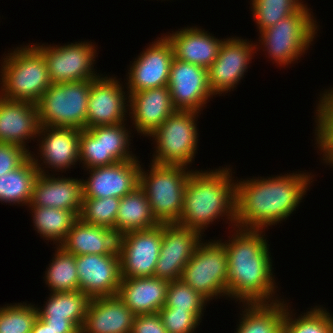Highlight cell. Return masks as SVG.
Wrapping results in <instances>:
<instances>
[{
  "label": "cell",
  "mask_w": 333,
  "mask_h": 333,
  "mask_svg": "<svg viewBox=\"0 0 333 333\" xmlns=\"http://www.w3.org/2000/svg\"><path fill=\"white\" fill-rule=\"evenodd\" d=\"M233 228L236 232L227 242H222L227 251V297L243 303L279 301L277 297L273 298L278 287L264 231Z\"/></svg>",
  "instance_id": "cell-2"
},
{
  "label": "cell",
  "mask_w": 333,
  "mask_h": 333,
  "mask_svg": "<svg viewBox=\"0 0 333 333\" xmlns=\"http://www.w3.org/2000/svg\"><path fill=\"white\" fill-rule=\"evenodd\" d=\"M282 300L273 303H242L245 310L240 313L241 320L235 333H283L285 302Z\"/></svg>",
  "instance_id": "cell-29"
},
{
  "label": "cell",
  "mask_w": 333,
  "mask_h": 333,
  "mask_svg": "<svg viewBox=\"0 0 333 333\" xmlns=\"http://www.w3.org/2000/svg\"><path fill=\"white\" fill-rule=\"evenodd\" d=\"M45 271V283L51 293L72 292L79 290V277L76 268V257L65 251L60 245Z\"/></svg>",
  "instance_id": "cell-32"
},
{
  "label": "cell",
  "mask_w": 333,
  "mask_h": 333,
  "mask_svg": "<svg viewBox=\"0 0 333 333\" xmlns=\"http://www.w3.org/2000/svg\"><path fill=\"white\" fill-rule=\"evenodd\" d=\"M32 45L42 54L53 84L94 80L100 76L94 71L97 49L92 42L81 41L63 46Z\"/></svg>",
  "instance_id": "cell-10"
},
{
  "label": "cell",
  "mask_w": 333,
  "mask_h": 333,
  "mask_svg": "<svg viewBox=\"0 0 333 333\" xmlns=\"http://www.w3.org/2000/svg\"><path fill=\"white\" fill-rule=\"evenodd\" d=\"M39 174L29 156L18 168L0 176V202L30 204L34 182Z\"/></svg>",
  "instance_id": "cell-30"
},
{
  "label": "cell",
  "mask_w": 333,
  "mask_h": 333,
  "mask_svg": "<svg viewBox=\"0 0 333 333\" xmlns=\"http://www.w3.org/2000/svg\"><path fill=\"white\" fill-rule=\"evenodd\" d=\"M167 87L176 110L200 113L213 96L208 85V69L176 58L170 65Z\"/></svg>",
  "instance_id": "cell-16"
},
{
  "label": "cell",
  "mask_w": 333,
  "mask_h": 333,
  "mask_svg": "<svg viewBox=\"0 0 333 333\" xmlns=\"http://www.w3.org/2000/svg\"><path fill=\"white\" fill-rule=\"evenodd\" d=\"M308 172L236 182L235 227L263 230L287 219L306 194ZM311 182V183H310Z\"/></svg>",
  "instance_id": "cell-1"
},
{
  "label": "cell",
  "mask_w": 333,
  "mask_h": 333,
  "mask_svg": "<svg viewBox=\"0 0 333 333\" xmlns=\"http://www.w3.org/2000/svg\"><path fill=\"white\" fill-rule=\"evenodd\" d=\"M150 166L149 172L140 168L139 187L147 197L153 216L160 224L178 223L181 218L186 183L193 170L184 166L161 165L153 162Z\"/></svg>",
  "instance_id": "cell-5"
},
{
  "label": "cell",
  "mask_w": 333,
  "mask_h": 333,
  "mask_svg": "<svg viewBox=\"0 0 333 333\" xmlns=\"http://www.w3.org/2000/svg\"><path fill=\"white\" fill-rule=\"evenodd\" d=\"M315 122V141L318 144L319 151L323 153V161L333 167V127L318 113L316 112Z\"/></svg>",
  "instance_id": "cell-41"
},
{
  "label": "cell",
  "mask_w": 333,
  "mask_h": 333,
  "mask_svg": "<svg viewBox=\"0 0 333 333\" xmlns=\"http://www.w3.org/2000/svg\"><path fill=\"white\" fill-rule=\"evenodd\" d=\"M324 92L319 95L321 98L316 111L333 127V87L325 89Z\"/></svg>",
  "instance_id": "cell-44"
},
{
  "label": "cell",
  "mask_w": 333,
  "mask_h": 333,
  "mask_svg": "<svg viewBox=\"0 0 333 333\" xmlns=\"http://www.w3.org/2000/svg\"><path fill=\"white\" fill-rule=\"evenodd\" d=\"M163 224L118 236L122 278L153 277L160 254Z\"/></svg>",
  "instance_id": "cell-11"
},
{
  "label": "cell",
  "mask_w": 333,
  "mask_h": 333,
  "mask_svg": "<svg viewBox=\"0 0 333 333\" xmlns=\"http://www.w3.org/2000/svg\"><path fill=\"white\" fill-rule=\"evenodd\" d=\"M288 305L285 303L283 333H333V316L324 307H313L295 318Z\"/></svg>",
  "instance_id": "cell-33"
},
{
  "label": "cell",
  "mask_w": 333,
  "mask_h": 333,
  "mask_svg": "<svg viewBox=\"0 0 333 333\" xmlns=\"http://www.w3.org/2000/svg\"><path fill=\"white\" fill-rule=\"evenodd\" d=\"M31 333H55L50 326L44 322L39 316L35 321Z\"/></svg>",
  "instance_id": "cell-45"
},
{
  "label": "cell",
  "mask_w": 333,
  "mask_h": 333,
  "mask_svg": "<svg viewBox=\"0 0 333 333\" xmlns=\"http://www.w3.org/2000/svg\"><path fill=\"white\" fill-rule=\"evenodd\" d=\"M40 126L36 104L0 96V143L17 144L29 152L28 140L37 138Z\"/></svg>",
  "instance_id": "cell-22"
},
{
  "label": "cell",
  "mask_w": 333,
  "mask_h": 333,
  "mask_svg": "<svg viewBox=\"0 0 333 333\" xmlns=\"http://www.w3.org/2000/svg\"><path fill=\"white\" fill-rule=\"evenodd\" d=\"M157 40V41H156ZM145 48L128 69L127 94L168 85L170 65L174 58L172 44L163 35Z\"/></svg>",
  "instance_id": "cell-13"
},
{
  "label": "cell",
  "mask_w": 333,
  "mask_h": 333,
  "mask_svg": "<svg viewBox=\"0 0 333 333\" xmlns=\"http://www.w3.org/2000/svg\"><path fill=\"white\" fill-rule=\"evenodd\" d=\"M90 80L51 84L37 105L41 126L86 129Z\"/></svg>",
  "instance_id": "cell-8"
},
{
  "label": "cell",
  "mask_w": 333,
  "mask_h": 333,
  "mask_svg": "<svg viewBox=\"0 0 333 333\" xmlns=\"http://www.w3.org/2000/svg\"><path fill=\"white\" fill-rule=\"evenodd\" d=\"M6 305L0 307V333H31L38 318V305L26 302Z\"/></svg>",
  "instance_id": "cell-36"
},
{
  "label": "cell",
  "mask_w": 333,
  "mask_h": 333,
  "mask_svg": "<svg viewBox=\"0 0 333 333\" xmlns=\"http://www.w3.org/2000/svg\"><path fill=\"white\" fill-rule=\"evenodd\" d=\"M103 74L90 80V92L87 104L86 129L115 125L125 122L129 95L123 91L124 86L116 77L109 78ZM105 76V77H104ZM123 86V88H122ZM126 94V95H125ZM127 107V108H126Z\"/></svg>",
  "instance_id": "cell-15"
},
{
  "label": "cell",
  "mask_w": 333,
  "mask_h": 333,
  "mask_svg": "<svg viewBox=\"0 0 333 333\" xmlns=\"http://www.w3.org/2000/svg\"><path fill=\"white\" fill-rule=\"evenodd\" d=\"M181 279L208 301L227 296V251L222 240L200 241Z\"/></svg>",
  "instance_id": "cell-9"
},
{
  "label": "cell",
  "mask_w": 333,
  "mask_h": 333,
  "mask_svg": "<svg viewBox=\"0 0 333 333\" xmlns=\"http://www.w3.org/2000/svg\"><path fill=\"white\" fill-rule=\"evenodd\" d=\"M257 45L239 37L226 38L218 56L208 68V85L213 95L228 93L234 89L247 72Z\"/></svg>",
  "instance_id": "cell-12"
},
{
  "label": "cell",
  "mask_w": 333,
  "mask_h": 333,
  "mask_svg": "<svg viewBox=\"0 0 333 333\" xmlns=\"http://www.w3.org/2000/svg\"><path fill=\"white\" fill-rule=\"evenodd\" d=\"M309 10L305 4L298 12L259 33V44L271 61L279 66L291 65L309 49L318 30L316 19Z\"/></svg>",
  "instance_id": "cell-6"
},
{
  "label": "cell",
  "mask_w": 333,
  "mask_h": 333,
  "mask_svg": "<svg viewBox=\"0 0 333 333\" xmlns=\"http://www.w3.org/2000/svg\"><path fill=\"white\" fill-rule=\"evenodd\" d=\"M80 132V129L72 127L40 126L38 133V138L41 136L38 149L40 153H37L40 154V161L38 158L35 159L30 151V157L39 173L45 175L49 173L42 164L55 169V172L76 165V162H79ZM41 161L43 162L40 164Z\"/></svg>",
  "instance_id": "cell-18"
},
{
  "label": "cell",
  "mask_w": 333,
  "mask_h": 333,
  "mask_svg": "<svg viewBox=\"0 0 333 333\" xmlns=\"http://www.w3.org/2000/svg\"><path fill=\"white\" fill-rule=\"evenodd\" d=\"M31 208L33 224L41 237L59 246L66 238L73 223L79 218L74 212L53 207ZM58 243V244H57Z\"/></svg>",
  "instance_id": "cell-31"
},
{
  "label": "cell",
  "mask_w": 333,
  "mask_h": 333,
  "mask_svg": "<svg viewBox=\"0 0 333 333\" xmlns=\"http://www.w3.org/2000/svg\"><path fill=\"white\" fill-rule=\"evenodd\" d=\"M251 13L259 32L272 27L281 19L298 12L305 4L302 0H251Z\"/></svg>",
  "instance_id": "cell-34"
},
{
  "label": "cell",
  "mask_w": 333,
  "mask_h": 333,
  "mask_svg": "<svg viewBox=\"0 0 333 333\" xmlns=\"http://www.w3.org/2000/svg\"><path fill=\"white\" fill-rule=\"evenodd\" d=\"M120 198H83L79 218L87 224L106 227L115 231Z\"/></svg>",
  "instance_id": "cell-37"
},
{
  "label": "cell",
  "mask_w": 333,
  "mask_h": 333,
  "mask_svg": "<svg viewBox=\"0 0 333 333\" xmlns=\"http://www.w3.org/2000/svg\"><path fill=\"white\" fill-rule=\"evenodd\" d=\"M52 176L50 173L38 174L28 206L64 209L79 217L83 201L82 180Z\"/></svg>",
  "instance_id": "cell-23"
},
{
  "label": "cell",
  "mask_w": 333,
  "mask_h": 333,
  "mask_svg": "<svg viewBox=\"0 0 333 333\" xmlns=\"http://www.w3.org/2000/svg\"><path fill=\"white\" fill-rule=\"evenodd\" d=\"M118 235L106 227L84 223L78 218L60 246L75 256L118 253Z\"/></svg>",
  "instance_id": "cell-27"
},
{
  "label": "cell",
  "mask_w": 333,
  "mask_h": 333,
  "mask_svg": "<svg viewBox=\"0 0 333 333\" xmlns=\"http://www.w3.org/2000/svg\"><path fill=\"white\" fill-rule=\"evenodd\" d=\"M236 180L230 168L192 171L186 183L180 226L198 231L226 215L235 227ZM232 224V225H231Z\"/></svg>",
  "instance_id": "cell-3"
},
{
  "label": "cell",
  "mask_w": 333,
  "mask_h": 333,
  "mask_svg": "<svg viewBox=\"0 0 333 333\" xmlns=\"http://www.w3.org/2000/svg\"><path fill=\"white\" fill-rule=\"evenodd\" d=\"M140 168V161L134 159L84 169L90 175L82 179L83 198H122L139 186Z\"/></svg>",
  "instance_id": "cell-19"
},
{
  "label": "cell",
  "mask_w": 333,
  "mask_h": 333,
  "mask_svg": "<svg viewBox=\"0 0 333 333\" xmlns=\"http://www.w3.org/2000/svg\"><path fill=\"white\" fill-rule=\"evenodd\" d=\"M75 257L80 291L90 299L118 294L122 279L118 253Z\"/></svg>",
  "instance_id": "cell-17"
},
{
  "label": "cell",
  "mask_w": 333,
  "mask_h": 333,
  "mask_svg": "<svg viewBox=\"0 0 333 333\" xmlns=\"http://www.w3.org/2000/svg\"><path fill=\"white\" fill-rule=\"evenodd\" d=\"M30 152L17 144L0 143V176L18 168Z\"/></svg>",
  "instance_id": "cell-42"
},
{
  "label": "cell",
  "mask_w": 333,
  "mask_h": 333,
  "mask_svg": "<svg viewBox=\"0 0 333 333\" xmlns=\"http://www.w3.org/2000/svg\"><path fill=\"white\" fill-rule=\"evenodd\" d=\"M47 298L38 316L55 333H80L91 299L80 290L50 293Z\"/></svg>",
  "instance_id": "cell-20"
},
{
  "label": "cell",
  "mask_w": 333,
  "mask_h": 333,
  "mask_svg": "<svg viewBox=\"0 0 333 333\" xmlns=\"http://www.w3.org/2000/svg\"><path fill=\"white\" fill-rule=\"evenodd\" d=\"M125 126L124 122L115 125H103L105 156H112L117 162L137 159L135 154L130 151L131 135L129 136V134L131 133Z\"/></svg>",
  "instance_id": "cell-39"
},
{
  "label": "cell",
  "mask_w": 333,
  "mask_h": 333,
  "mask_svg": "<svg viewBox=\"0 0 333 333\" xmlns=\"http://www.w3.org/2000/svg\"><path fill=\"white\" fill-rule=\"evenodd\" d=\"M86 169L117 163L112 156H105L103 125L83 129L79 137V163Z\"/></svg>",
  "instance_id": "cell-35"
},
{
  "label": "cell",
  "mask_w": 333,
  "mask_h": 333,
  "mask_svg": "<svg viewBox=\"0 0 333 333\" xmlns=\"http://www.w3.org/2000/svg\"><path fill=\"white\" fill-rule=\"evenodd\" d=\"M198 114L201 113L176 110L148 136L156 143L153 163L188 167L194 161L199 140L195 122Z\"/></svg>",
  "instance_id": "cell-7"
},
{
  "label": "cell",
  "mask_w": 333,
  "mask_h": 333,
  "mask_svg": "<svg viewBox=\"0 0 333 333\" xmlns=\"http://www.w3.org/2000/svg\"><path fill=\"white\" fill-rule=\"evenodd\" d=\"M159 224L153 216L145 193L139 186L120 198L115 222V233L118 236L130 231L150 229Z\"/></svg>",
  "instance_id": "cell-28"
},
{
  "label": "cell",
  "mask_w": 333,
  "mask_h": 333,
  "mask_svg": "<svg viewBox=\"0 0 333 333\" xmlns=\"http://www.w3.org/2000/svg\"><path fill=\"white\" fill-rule=\"evenodd\" d=\"M169 283L158 277L122 278L117 295L135 315L156 313L165 305Z\"/></svg>",
  "instance_id": "cell-26"
},
{
  "label": "cell",
  "mask_w": 333,
  "mask_h": 333,
  "mask_svg": "<svg viewBox=\"0 0 333 333\" xmlns=\"http://www.w3.org/2000/svg\"><path fill=\"white\" fill-rule=\"evenodd\" d=\"M135 316L118 295L93 298L80 333H131Z\"/></svg>",
  "instance_id": "cell-24"
},
{
  "label": "cell",
  "mask_w": 333,
  "mask_h": 333,
  "mask_svg": "<svg viewBox=\"0 0 333 333\" xmlns=\"http://www.w3.org/2000/svg\"><path fill=\"white\" fill-rule=\"evenodd\" d=\"M169 34L165 36L172 44L174 58L206 69L216 60L219 48L224 41L199 27H185Z\"/></svg>",
  "instance_id": "cell-25"
},
{
  "label": "cell",
  "mask_w": 333,
  "mask_h": 333,
  "mask_svg": "<svg viewBox=\"0 0 333 333\" xmlns=\"http://www.w3.org/2000/svg\"><path fill=\"white\" fill-rule=\"evenodd\" d=\"M128 99V115L141 136L151 135L176 111L167 86L138 91L129 94Z\"/></svg>",
  "instance_id": "cell-21"
},
{
  "label": "cell",
  "mask_w": 333,
  "mask_h": 333,
  "mask_svg": "<svg viewBox=\"0 0 333 333\" xmlns=\"http://www.w3.org/2000/svg\"><path fill=\"white\" fill-rule=\"evenodd\" d=\"M207 302L209 303L204 296L193 290L182 279H178L170 281L164 306L181 311H194L202 318Z\"/></svg>",
  "instance_id": "cell-38"
},
{
  "label": "cell",
  "mask_w": 333,
  "mask_h": 333,
  "mask_svg": "<svg viewBox=\"0 0 333 333\" xmlns=\"http://www.w3.org/2000/svg\"><path fill=\"white\" fill-rule=\"evenodd\" d=\"M198 231L177 223L163 224L160 254L153 277L168 281L181 279L184 267L202 239Z\"/></svg>",
  "instance_id": "cell-14"
},
{
  "label": "cell",
  "mask_w": 333,
  "mask_h": 333,
  "mask_svg": "<svg viewBox=\"0 0 333 333\" xmlns=\"http://www.w3.org/2000/svg\"><path fill=\"white\" fill-rule=\"evenodd\" d=\"M131 333H167V330L156 312L136 315Z\"/></svg>",
  "instance_id": "cell-43"
},
{
  "label": "cell",
  "mask_w": 333,
  "mask_h": 333,
  "mask_svg": "<svg viewBox=\"0 0 333 333\" xmlns=\"http://www.w3.org/2000/svg\"><path fill=\"white\" fill-rule=\"evenodd\" d=\"M1 63L0 96L5 99L37 104L52 84L46 62L32 44L15 48Z\"/></svg>",
  "instance_id": "cell-4"
},
{
  "label": "cell",
  "mask_w": 333,
  "mask_h": 333,
  "mask_svg": "<svg viewBox=\"0 0 333 333\" xmlns=\"http://www.w3.org/2000/svg\"><path fill=\"white\" fill-rule=\"evenodd\" d=\"M158 314L167 333H193L202 321L194 311H181L165 306L158 311Z\"/></svg>",
  "instance_id": "cell-40"
}]
</instances>
